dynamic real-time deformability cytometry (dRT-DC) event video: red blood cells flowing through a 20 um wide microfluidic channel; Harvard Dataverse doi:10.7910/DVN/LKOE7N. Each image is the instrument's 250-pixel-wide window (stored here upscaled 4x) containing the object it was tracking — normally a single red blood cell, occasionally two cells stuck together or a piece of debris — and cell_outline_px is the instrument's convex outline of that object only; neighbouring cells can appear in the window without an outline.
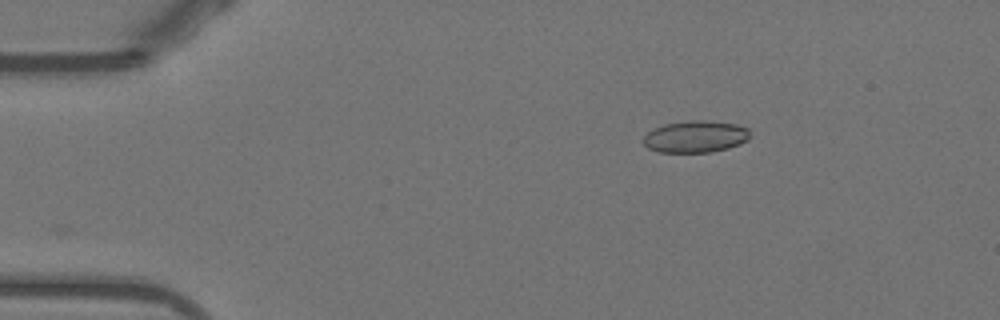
{"species": "Egyptian fruit bat (a non-hibernating species)", "species_latin": "Rousettus aegyptiacus", "temperature_condition": "warm", "stored_images_in_passage": 33, "camera_frame_rate_fps": 3000, "um_per_image_px": 0.085, "animal": {"sex": "female"}, "frame": {"image": 1, "passage_image": 1, "time_ms": 0.0, "image_size_px": [1000, 320], "cell_outline_px": [[748, 140], [740, 144], [728, 148], [712, 152], [660, 152], [648, 148], [644, 144], [644, 136], [648, 132], [664, 124], [692, 120], [704, 120], [736, 124], [748, 128]], "centroid_in_image_um": [59.13, 11.61], "position_along_channel_um": 25.9, "area_um2": 19.65}}
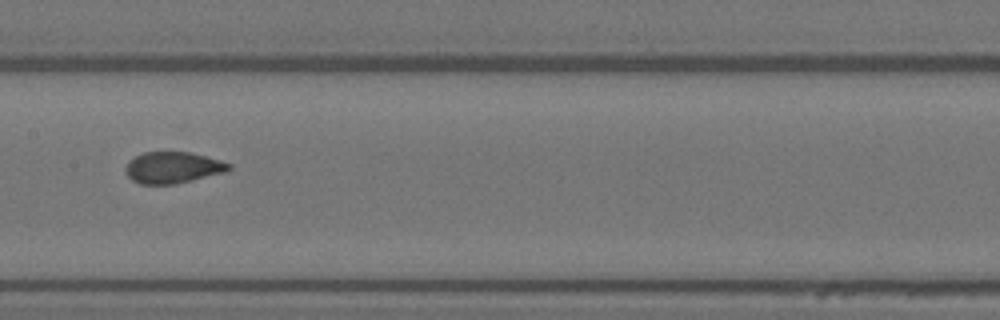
{"frame": {"image": 2, "passage_image": 19, "time_ms": 6.0, "image_size_px": [1000, 320], "cell_outline_px": [[232, 168], [228, 172], [176, 184], [140, 184], [132, 180], [128, 176], [124, 168], [128, 160], [144, 152], [188, 152], [220, 160], [232, 164]], "centroid_in_image_um": [14.7, 14.25], "position_along_channel_um": 192.7, "area_um2": 19.07}}
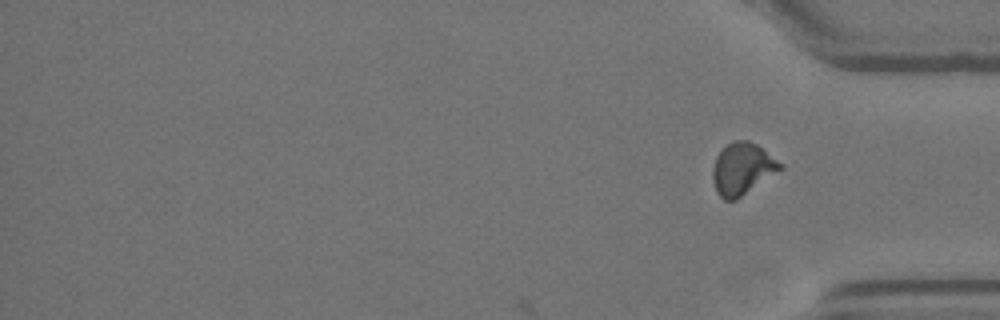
{"frame": {"image": 3, "passage_image": 33, "time_ms": 10.667, "image_size_px": [1000, 320], "cell_outline_px": [[784, 168], [736, 200], [724, 200], [716, 192], [712, 180], [712, 168], [716, 156], [732, 140], [748, 140], [756, 144], [784, 164]], "centroid_in_image_um": [63.1, 14.36], "position_along_channel_um": 372.1, "area_um2": 20.52}}